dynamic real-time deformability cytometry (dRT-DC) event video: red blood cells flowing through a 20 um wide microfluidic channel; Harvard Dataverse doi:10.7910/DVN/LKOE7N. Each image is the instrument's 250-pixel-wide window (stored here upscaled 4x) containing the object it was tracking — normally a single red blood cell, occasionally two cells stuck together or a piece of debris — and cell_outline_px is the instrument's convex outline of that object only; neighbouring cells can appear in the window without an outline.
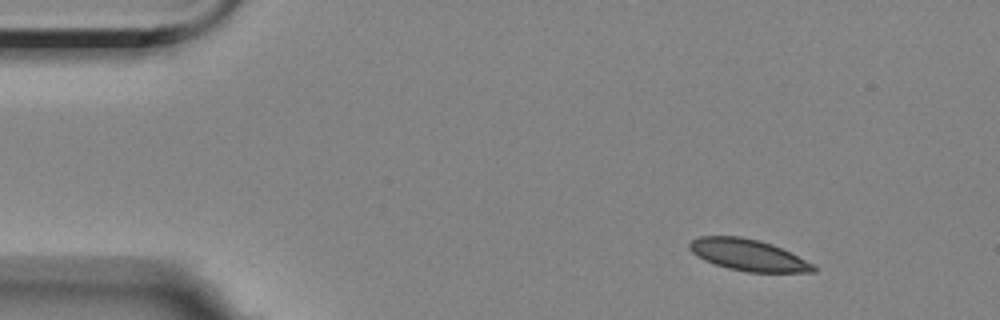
{"species": "Egyptian fruit bat (a non-hibernating species)", "species_latin": "Rousettus aegyptiacus", "temperature_condition": "room temperature", "stored_images_in_passage": 51, "camera_frame_rate_fps": 3000, "um_per_image_px": 0.085, "animal": {"sex": "female"}, "frame": {"image": 1, "passage_image": 1, "time_ms": 0.0, "image_size_px": [1000, 320], "cell_outline_px": [[816, 272], [748, 272], [728, 268], [704, 260], [696, 256], [688, 248], [688, 244], [692, 240], [700, 236], [740, 236], [760, 240], [772, 244], [816, 264]], "centroid_in_image_um": [63.6, 21.67], "position_along_channel_um": 21.4, "area_um2": 22.83}}
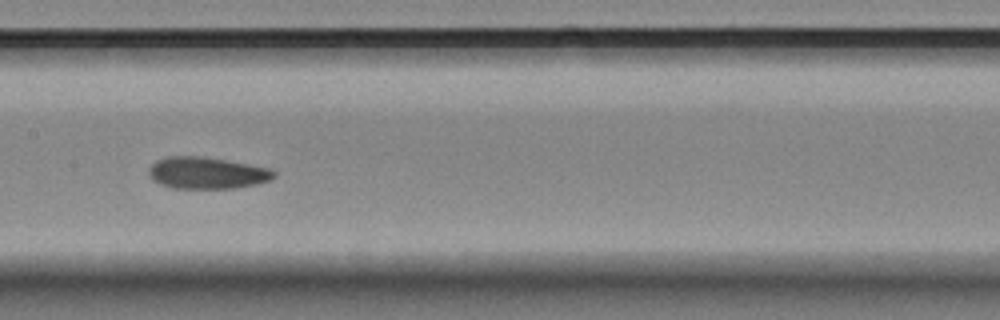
{"frame": {"image": 2, "passage_image": 22, "time_ms": 7.0, "image_size_px": [1000, 320], "cell_outline_px": [[276, 176], [272, 180], [256, 184], [236, 188], [172, 188], [160, 184], [152, 180], [148, 176], [148, 168], [156, 160], [168, 156], [204, 156], [248, 164], [268, 168], [276, 172]], "centroid_in_image_um": [17.56, 14.7], "position_along_channel_um": 189.8, "area_um2": 23.35}}
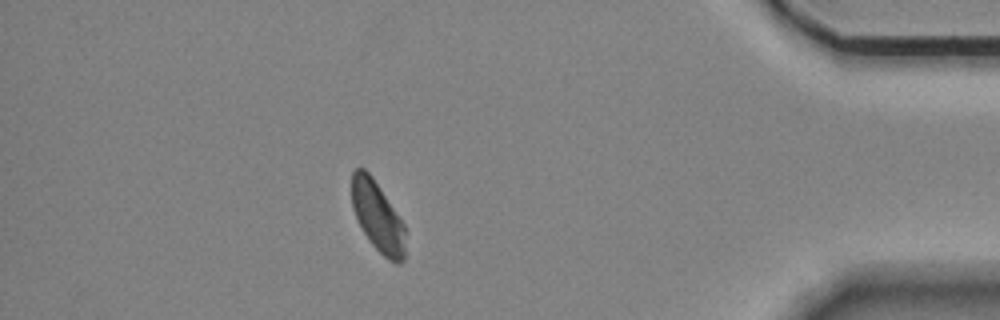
{"frame": {"image": 3, "passage_image": 44, "time_ms": 14.333, "image_size_px": [1000, 320], "cell_outline_px": [[404, 260], [400, 264], [396, 264], [388, 260], [368, 240], [352, 208], [352, 172], [356, 168], [364, 168], [372, 176], [404, 224]], "centroid_in_image_um": [32.09, 18.42], "position_along_channel_um": 403.1, "area_um2": 21.56}, "authors_computed_cell_mechanics": {"area_um2": 23.12, "velocity_mm_per_s": 3.4994, "shape_relaxation_time_tau1_ms": 5.5336, "shape_relaxation_time_tau2_ms": 2.0116, "deformation_change_tau1": 0.1112, "deformation_change_tau2": 0.0698}}